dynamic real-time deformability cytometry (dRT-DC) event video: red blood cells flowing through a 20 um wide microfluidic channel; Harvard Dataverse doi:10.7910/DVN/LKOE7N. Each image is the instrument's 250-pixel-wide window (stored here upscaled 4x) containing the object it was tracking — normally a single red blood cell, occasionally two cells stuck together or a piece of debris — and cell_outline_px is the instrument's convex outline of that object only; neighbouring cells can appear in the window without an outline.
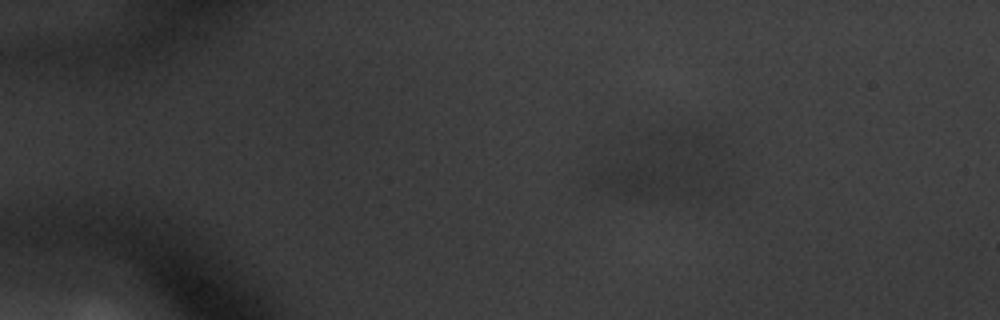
{"species": "common noctule bat (a hibernating species)", "species_latin": "Nyctalus noctula", "temperature_condition": "warm", "stored_images_in_passage": 8, "camera_frame_rate_fps": 3000, "um_per_image_px": 0.085, "animal": {"sex": "male", "body_mass_g": 20.1, "forearm_length_mm": 53.5}, "frame": {"image": 1, "passage_image": 1, "time_ms": 0.0, "image_size_px": [1000, 320], "cell_outline_px": [[712, 188], [696, 196], [628, 200], [600, 188], [592, 184], [592, 176], [604, 164], [668, 156], [704, 164]], "centroid_in_image_um": [55.52, 15.18], "position_along_channel_um": 29.5, "area_um2": 28.96}}